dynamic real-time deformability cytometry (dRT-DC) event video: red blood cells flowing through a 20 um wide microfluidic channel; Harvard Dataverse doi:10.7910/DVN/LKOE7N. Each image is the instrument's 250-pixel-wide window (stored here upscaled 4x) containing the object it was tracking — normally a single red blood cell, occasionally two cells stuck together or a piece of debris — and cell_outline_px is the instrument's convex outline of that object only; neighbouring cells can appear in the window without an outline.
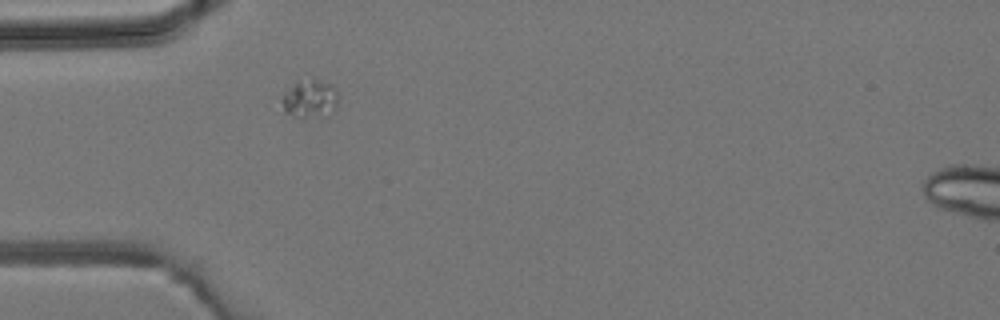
{"species": "common noctule bat (a hibernating species)", "species_latin": "Nyctalus noctula", "temperature_condition": "room temperature", "stored_images_in_passage": 1, "camera_frame_rate_fps": 3000, "um_per_image_px": 0.085, "animal": {"sex": "male", "body_mass_g": 19.2, "forearm_length_mm": 51.8}, "frame": {"image": 1, "passage_image": 1, "time_ms": 0.0, "image_size_px": [1000, 320], "cell_outline_px": [[336, 108], [328, 116], [304, 120], [284, 112], [280, 100], [280, 96], [288, 88], [296, 84], [312, 80], [320, 80], [328, 84], [336, 92]], "centroid_in_image_um": [26.29, 8.5], "position_along_channel_um": 58.7, "area_um2": 12.54}}